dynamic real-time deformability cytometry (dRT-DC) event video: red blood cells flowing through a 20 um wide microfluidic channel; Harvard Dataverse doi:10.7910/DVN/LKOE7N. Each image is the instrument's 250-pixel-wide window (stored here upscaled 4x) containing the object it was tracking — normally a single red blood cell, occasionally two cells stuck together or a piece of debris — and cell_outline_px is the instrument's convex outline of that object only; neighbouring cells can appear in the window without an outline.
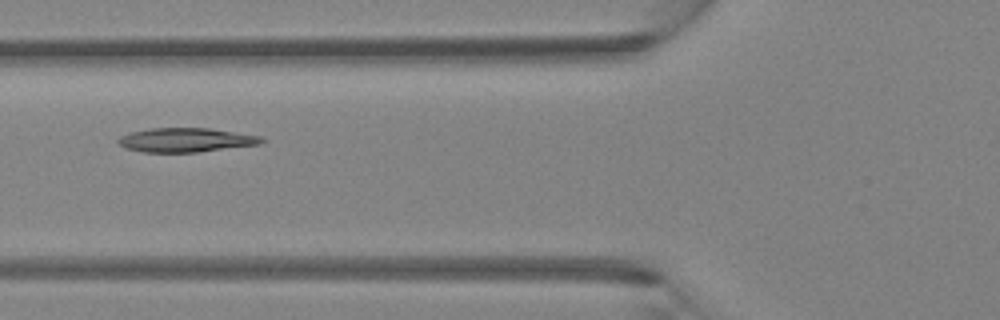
{"species": "Egyptian fruit bat (a non-hibernating species)", "species_latin": "Rousettus aegyptiacus", "temperature_condition": "room temperature", "stored_images_in_passage": 5, "camera_frame_rate_fps": 3000, "um_per_image_px": 0.085, "animal": {"sex": "female"}, "frame": {"image": 1, "passage_image": 5, "time_ms": 1.333, "image_size_px": [1000, 320], "cell_outline_px": [[264, 144], [196, 152], [144, 152], [124, 148], [116, 140], [120, 136], [128, 132], [148, 128], [208, 128], [264, 136]], "centroid_in_image_um": [15.81, 11.89], "position_along_channel_um": 110.0, "area_um2": 20.4}}